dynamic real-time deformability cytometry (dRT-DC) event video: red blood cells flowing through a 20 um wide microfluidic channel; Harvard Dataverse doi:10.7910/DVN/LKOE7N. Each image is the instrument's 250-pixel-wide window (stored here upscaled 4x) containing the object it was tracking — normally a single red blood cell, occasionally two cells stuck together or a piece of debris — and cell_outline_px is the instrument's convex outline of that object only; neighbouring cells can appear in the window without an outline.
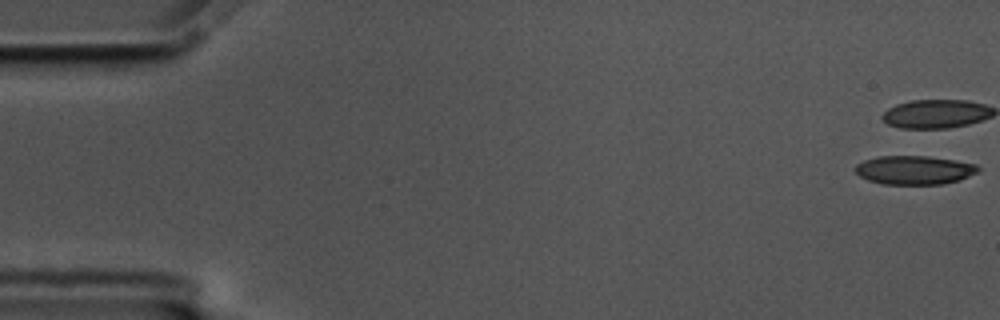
{"species": "common noctule bat (a hibernating species)", "species_latin": "Nyctalus noctula", "temperature_condition": "cold", "stored_images_in_passage": 57, "camera_frame_rate_fps": 3000, "um_per_image_px": 0.085, "animal": {"sex": "male", "body_mass_g": 17.5, "forearm_length_mm": 52.3}, "frame": {"image": 1, "passage_image": 1, "time_ms": 0.0, "image_size_px": [1000, 320], "cell_outline_px": [[980, 172], [960, 180], [944, 184], [884, 184], [868, 180], [860, 176], [856, 172], [856, 164], [864, 160], [876, 156], [928, 156], [956, 160], [976, 164], [980, 168]], "centroid_in_image_um": [77.76, 14.45], "position_along_channel_um": 7.2, "area_um2": 20.75}}